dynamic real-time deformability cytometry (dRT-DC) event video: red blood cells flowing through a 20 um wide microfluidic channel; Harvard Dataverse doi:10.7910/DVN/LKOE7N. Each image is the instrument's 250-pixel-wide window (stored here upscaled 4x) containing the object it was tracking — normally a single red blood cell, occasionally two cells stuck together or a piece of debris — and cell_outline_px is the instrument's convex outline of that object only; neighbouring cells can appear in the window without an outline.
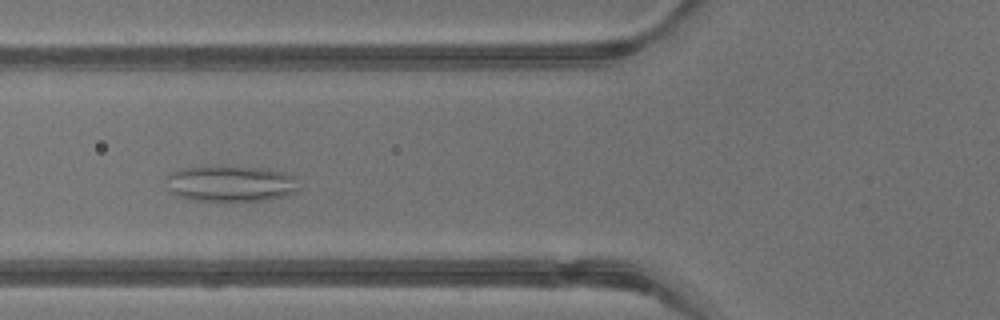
{"species": "common noctule bat (a hibernating species)", "species_latin": "Nyctalus noctula", "temperature_condition": "warm", "stored_images_in_passage": 32, "camera_frame_rate_fps": 3000, "um_per_image_px": 0.085, "animal": {"sex": "male", "body_mass_g": 13.3}, "frame": {"image": 1, "passage_image": 6, "time_ms": 1.667, "image_size_px": [1000, 320], "cell_outline_px": [[300, 188], [296, 192], [288, 196], [268, 200], [192, 200], [168, 192], [168, 176], [172, 172], [184, 168], [220, 164], [264, 168], [284, 172], [296, 176]], "centroid_in_image_um": [19.67, 15.57], "position_along_channel_um": 106.1, "area_um2": 28.5}}
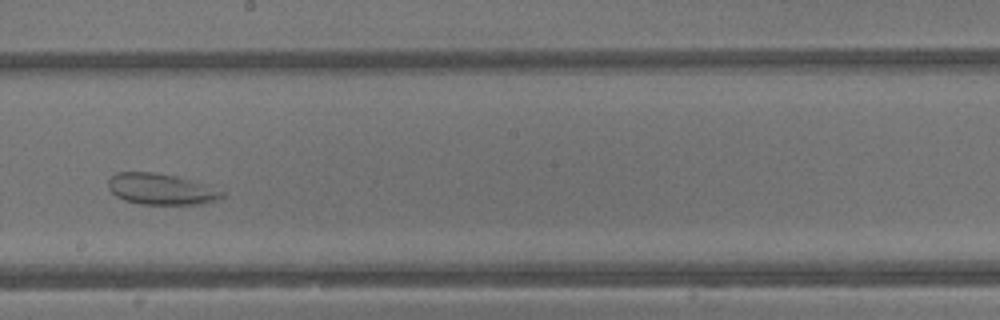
{"frame": {"image": 2, "passage_image": 14, "time_ms": 4.333, "image_size_px": [1000, 320], "cell_outline_px": [[224, 196], [216, 200], [204, 204], [140, 204], [124, 200], [116, 196], [108, 188], [108, 180], [116, 172], [152, 172], [176, 176], [212, 184], [224, 192]], "centroid_in_image_um": [13.75, 16.07], "position_along_channel_um": 234.5, "area_um2": 20.98}}
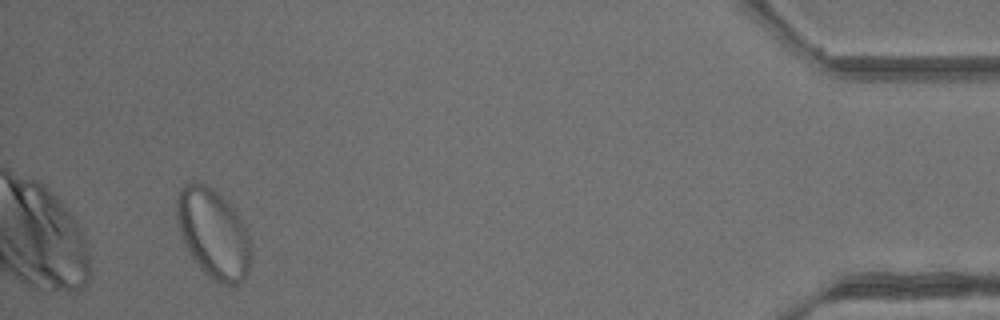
{"frame": {"image": 3, "passage_image": 30, "time_ms": 9.667, "image_size_px": [1000, 320], "cell_outline_px": [[252, 252], [248, 272], [236, 284], [224, 284], [212, 280], [200, 268], [192, 256], [180, 232], [176, 216], [176, 200], [180, 188], [184, 184], [196, 180], [208, 184], [228, 200], [236, 212], [248, 236]], "centroid_in_image_um": [18.12, 19.79], "position_along_channel_um": 417.1, "area_um2": 38.61}}